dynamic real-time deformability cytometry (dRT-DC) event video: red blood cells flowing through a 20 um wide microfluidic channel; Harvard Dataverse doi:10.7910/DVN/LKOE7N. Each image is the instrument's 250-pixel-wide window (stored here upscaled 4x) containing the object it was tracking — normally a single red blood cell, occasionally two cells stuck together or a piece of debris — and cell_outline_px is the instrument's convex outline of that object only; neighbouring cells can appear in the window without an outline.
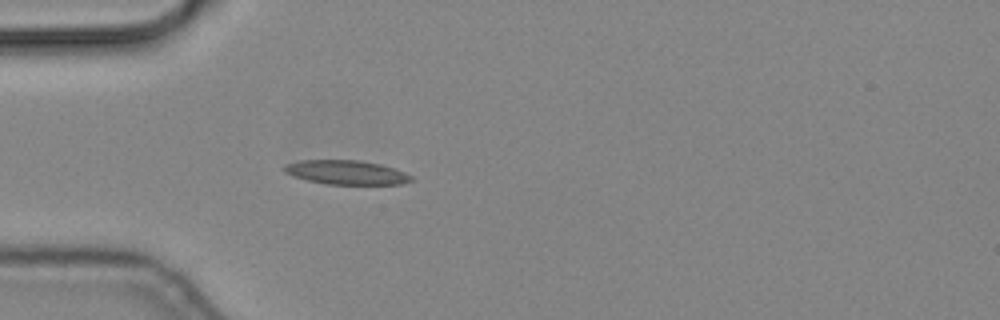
{"species": "common noctule bat (a hibernating species)", "species_latin": "Nyctalus noctula", "temperature_condition": "cold", "stored_images_in_passage": 40, "camera_frame_rate_fps": 3000, "um_per_image_px": 0.085, "animal": {"sex": "male", "body_mass_g": 19.2, "forearm_length_mm": 51.8}, "frame": {"image": 1, "passage_image": 1, "time_ms": 0.0, "image_size_px": [1000, 320], "cell_outline_px": [[412, 180], [400, 184], [328, 184], [308, 180], [292, 176], [284, 172], [284, 164], [300, 160], [360, 160], [380, 164], [404, 172], [412, 176]], "centroid_in_image_um": [29.4, 14.64], "position_along_channel_um": 55.6, "area_um2": 17.74}}
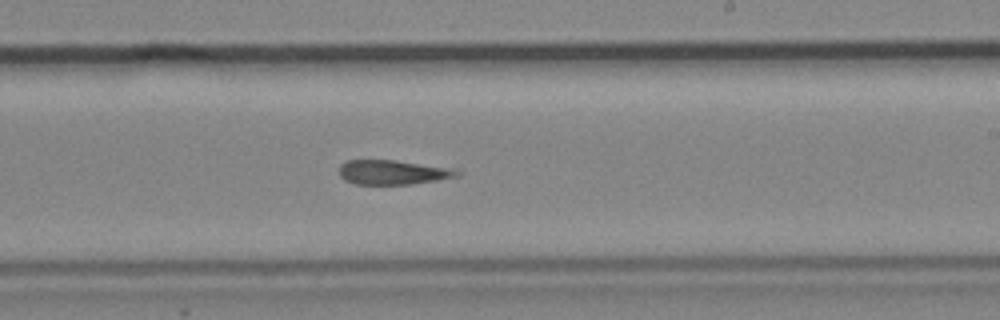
{"frame": {"image": 2, "passage_image": 18, "time_ms": 5.667, "image_size_px": [1000, 320], "cell_outline_px": [[464, 172], [460, 176], [412, 184], [356, 184], [344, 180], [340, 176], [340, 164], [348, 160], [396, 160], [460, 168]], "centroid_in_image_um": [33.51, 14.63], "position_along_channel_um": 255.5, "area_um2": 17.22}}
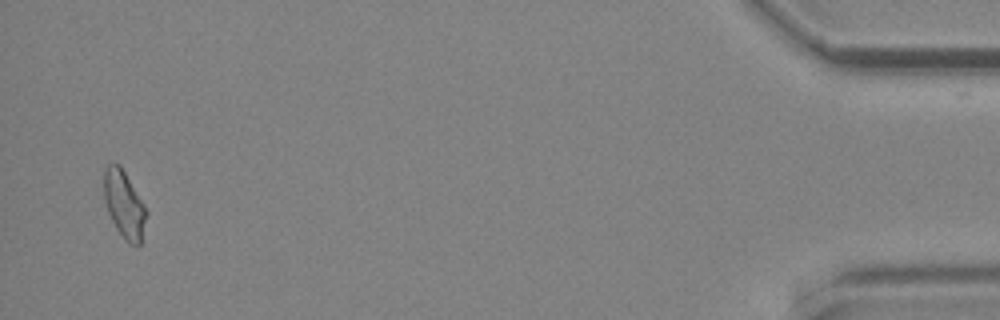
{"frame": {"image": 3, "passage_image": 39, "time_ms": 12.667, "image_size_px": [1000, 320], "cell_outline_px": [[148, 212], [140, 244], [128, 244], [124, 240], [116, 228], [108, 212], [104, 200], [104, 168], [108, 164], [120, 164], [144, 204]], "centroid_in_image_um": [10.55, 17.38], "position_along_channel_um": 424.6, "area_um2": 16.59}}